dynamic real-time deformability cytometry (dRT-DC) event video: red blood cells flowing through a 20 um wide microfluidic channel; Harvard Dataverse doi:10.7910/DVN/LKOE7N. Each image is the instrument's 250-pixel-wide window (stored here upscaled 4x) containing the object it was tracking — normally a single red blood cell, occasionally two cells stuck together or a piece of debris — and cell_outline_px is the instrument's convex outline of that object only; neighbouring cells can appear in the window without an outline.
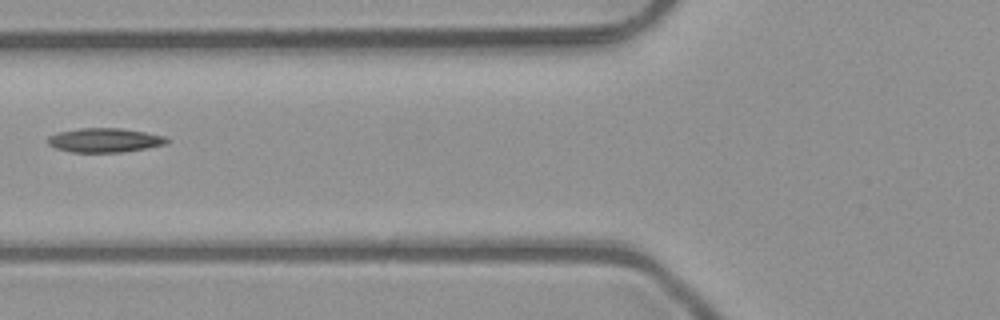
{"species": "common noctule bat (a hibernating species)", "species_latin": "Nyctalus noctula", "temperature_condition": "room temperature", "stored_images_in_passage": 5, "camera_frame_rate_fps": 3000, "um_per_image_px": 0.085, "animal": {"sex": "male", "body_mass_g": 23.1, "forearm_length_mm": 52.7}, "frame": {"image": 1, "passage_image": 4, "time_ms": 1.0, "image_size_px": [1000, 320], "cell_outline_px": [[168, 140], [164, 144], [144, 148], [120, 152], [72, 152], [56, 148], [48, 144], [48, 136], [56, 132], [80, 128], [120, 128], [144, 132], [164, 136]], "centroid_in_image_um": [8.82, 11.91], "position_along_channel_um": 117.0, "area_um2": 16.53}}
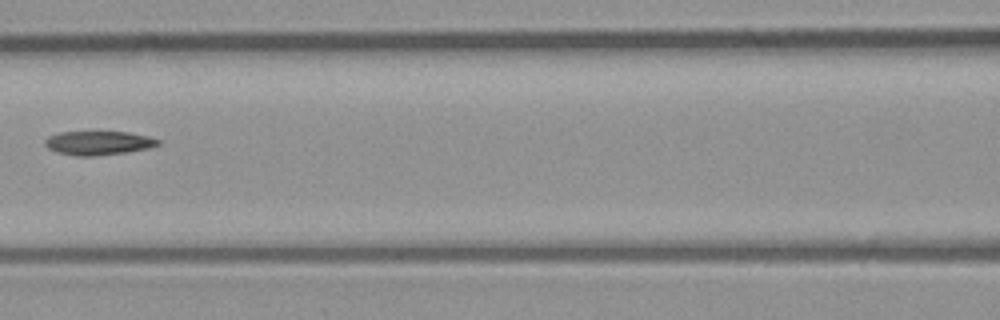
{"frame": {"image": 2, "passage_image": 5, "time_ms": 1.333, "image_size_px": [1000, 320], "cell_outline_px": [[160, 144], [148, 148], [124, 152], [92, 156], [76, 156], [56, 152], [48, 148], [44, 144], [44, 140], [48, 136], [60, 132], [128, 132], [148, 136], [160, 140]], "centroid_in_image_um": [8.33, 12.15], "position_along_channel_um": 158.3, "area_um2": 15.66}}